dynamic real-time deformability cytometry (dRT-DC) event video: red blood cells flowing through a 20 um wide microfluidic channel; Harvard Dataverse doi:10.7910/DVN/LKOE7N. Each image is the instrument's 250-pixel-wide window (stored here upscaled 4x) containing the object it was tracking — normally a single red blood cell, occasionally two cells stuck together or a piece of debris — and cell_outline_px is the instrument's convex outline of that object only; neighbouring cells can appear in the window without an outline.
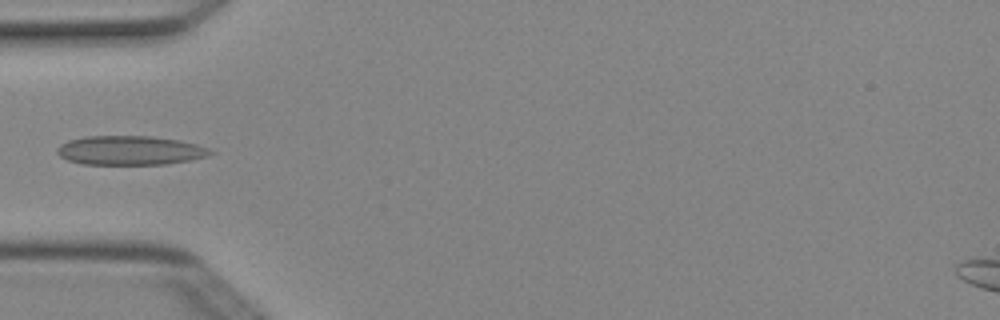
{"species": "Egyptian fruit bat (a non-hibernating species)", "species_latin": "Rousettus aegyptiacus", "temperature_condition": "cold", "stored_images_in_passage": 4, "camera_frame_rate_fps": 3000, "um_per_image_px": 0.085, "animal": {"sex": "female"}, "frame": {"image": 1, "passage_image": 3, "time_ms": 0.667, "image_size_px": [1000, 320], "cell_outline_px": [[216, 152], [208, 156], [168, 164], [80, 164], [68, 160], [60, 156], [56, 152], [56, 148], [60, 144], [68, 140], [84, 136], [152, 136], [180, 140], [196, 144], [208, 148]], "centroid_in_image_um": [11.04, 12.78], "position_along_channel_um": 74.0, "area_um2": 26.18}}
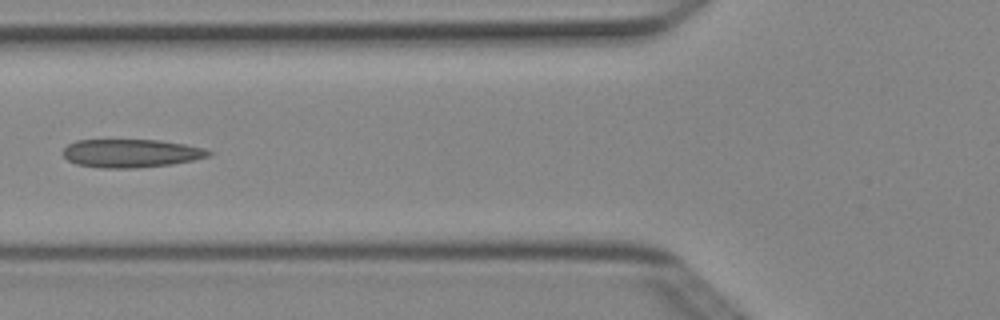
{"frame": {"image": 2, "passage_image": 4, "time_ms": 1.0, "image_size_px": [1000, 320], "cell_outline_px": [[212, 152], [208, 156], [192, 160], [172, 164], [136, 168], [100, 168], [76, 164], [68, 160], [60, 152], [68, 144], [76, 140], [160, 140], [184, 144], [204, 148]], "centroid_in_image_um": [11.09, 13.03], "position_along_channel_um": 114.7, "area_um2": 24.04}}